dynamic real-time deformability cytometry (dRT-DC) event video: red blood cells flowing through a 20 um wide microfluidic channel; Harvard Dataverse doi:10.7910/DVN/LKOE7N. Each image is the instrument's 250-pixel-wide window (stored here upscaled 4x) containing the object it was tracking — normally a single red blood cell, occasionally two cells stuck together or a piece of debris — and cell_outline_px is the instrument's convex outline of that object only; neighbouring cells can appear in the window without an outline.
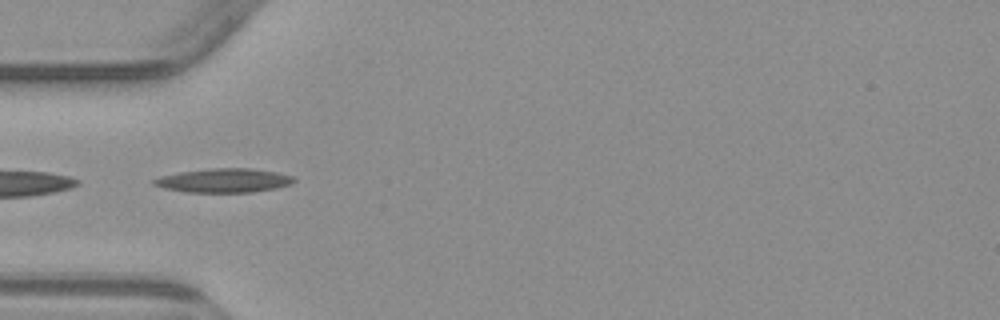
{"species": "common noctule bat (a hibernating species)", "species_latin": "Nyctalus noctula", "temperature_condition": "warm", "stored_images_in_passage": 5, "camera_frame_rate_fps": 3000, "um_per_image_px": 0.085, "animal": {"sex": "male", "body_mass_g": 23.1, "forearm_length_mm": 52.7}, "frame": {"image": 1, "passage_image": 3, "time_ms": 2.333, "image_size_px": [1000, 320], "cell_outline_px": [[296, 180], [292, 184], [276, 188], [252, 192], [188, 192], [164, 188], [152, 184], [152, 180], [160, 176], [180, 172], [208, 168], [248, 168], [276, 172], [292, 176]], "centroid_in_image_um": [19.02, 15.34], "position_along_channel_um": 66.0, "area_um2": 19.54}}
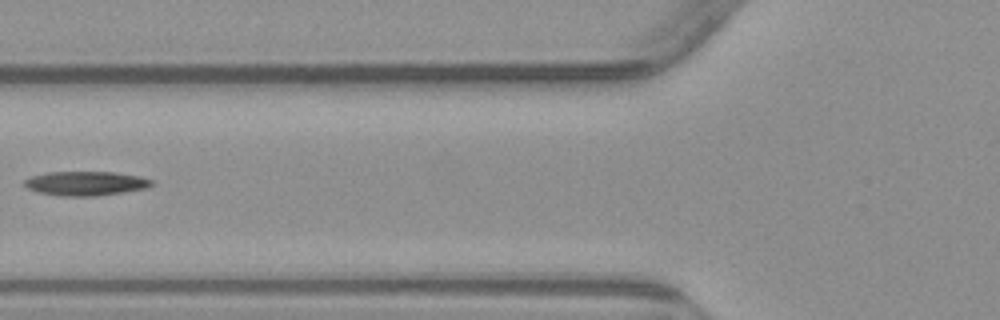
{"frame": {"image": 2, "passage_image": 4, "time_ms": 3.667, "image_size_px": [1000, 320], "cell_outline_px": [[152, 184], [148, 188], [124, 192], [96, 196], [60, 196], [40, 192], [28, 188], [24, 184], [24, 180], [32, 176], [48, 172], [112, 172], [136, 176], [152, 180]], "centroid_in_image_um": [7.28, 15.59], "position_along_channel_um": 118.5, "area_um2": 17.74}}
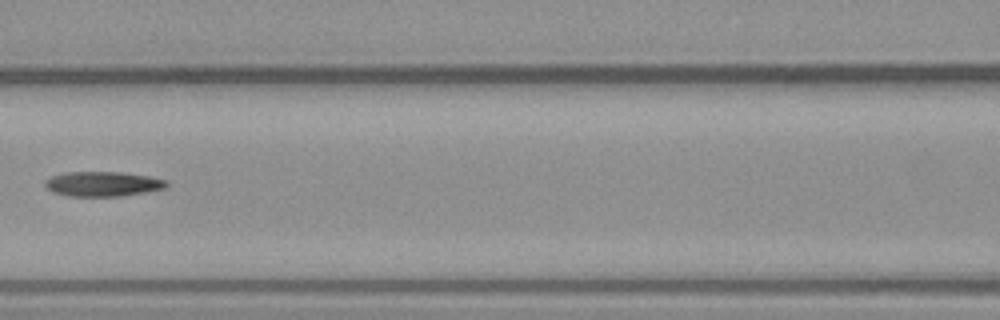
{"frame": {"image": 3, "passage_image": 5, "time_ms": 4.667, "image_size_px": [1000, 320], "cell_outline_px": [[168, 188], [120, 196], [68, 196], [52, 192], [44, 184], [44, 180], [52, 176], [64, 172], [120, 172], [148, 176], [168, 180]], "centroid_in_image_um": [8.74, 15.63], "position_along_channel_um": 157.9, "area_um2": 17.63}}